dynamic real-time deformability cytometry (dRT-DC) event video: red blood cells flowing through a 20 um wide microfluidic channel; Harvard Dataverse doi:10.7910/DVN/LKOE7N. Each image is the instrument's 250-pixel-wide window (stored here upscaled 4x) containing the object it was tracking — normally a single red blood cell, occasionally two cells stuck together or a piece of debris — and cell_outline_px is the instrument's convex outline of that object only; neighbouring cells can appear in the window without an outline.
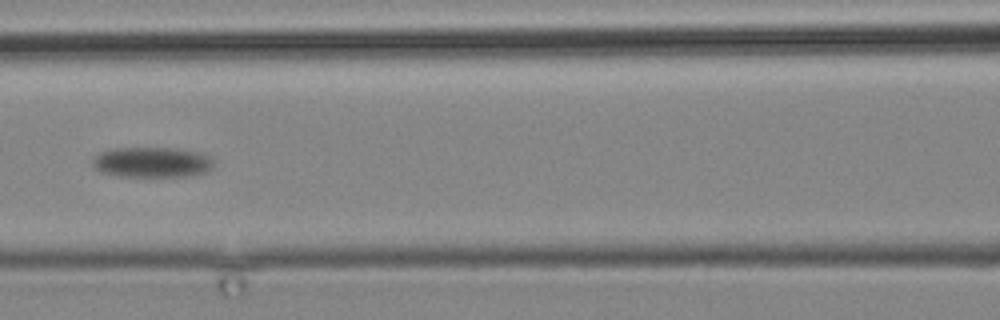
{"species": "common noctule bat (a hibernating species)", "species_latin": "Nyctalus noctula", "temperature_condition": "cold", "stored_images_in_passage": 4, "camera_frame_rate_fps": 3000, "um_per_image_px": 0.085, "animal": {"sex": "male", "body_mass_g": 19.2, "forearm_length_mm": 51.8}, "frame": {"image": 1, "passage_image": 3, "time_ms": 3.333, "image_size_px": [1000, 320], "cell_outline_px": [[212, 168], [204, 172], [188, 176], [116, 176], [100, 172], [92, 164], [92, 160], [100, 152], [112, 148], [176, 148], [200, 152], [208, 156], [212, 160]], "centroid_in_image_um": [12.89, 13.78], "position_along_channel_um": 153.7, "area_um2": 21.39}}